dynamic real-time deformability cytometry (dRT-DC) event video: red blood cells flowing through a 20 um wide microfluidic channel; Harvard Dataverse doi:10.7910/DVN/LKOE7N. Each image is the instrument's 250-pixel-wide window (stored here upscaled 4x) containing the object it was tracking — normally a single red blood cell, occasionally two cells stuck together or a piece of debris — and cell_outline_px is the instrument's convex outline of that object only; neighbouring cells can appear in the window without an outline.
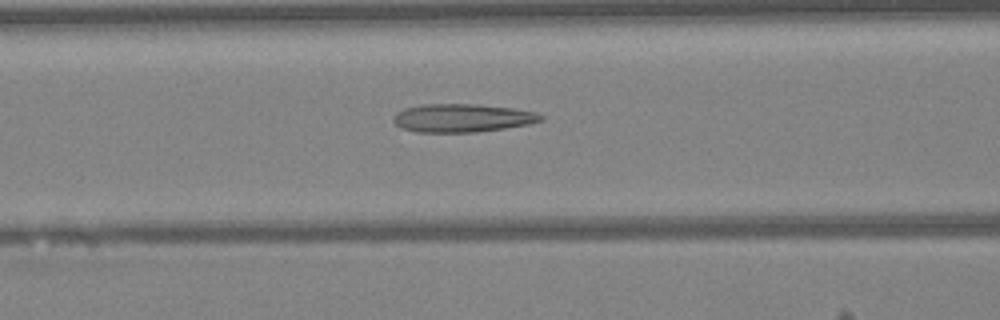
{"species": "Egyptian fruit bat (a non-hibernating species)", "species_latin": "Rousettus aegyptiacus", "temperature_condition": "warm", "stored_images_in_passage": 47, "camera_frame_rate_fps": 3000, "um_per_image_px": 0.085, "animal": {"sex": "female"}, "frame": {"image": 1, "passage_image": 19, "time_ms": 6.0, "image_size_px": [1000, 320], "cell_outline_px": [[544, 120], [528, 124], [504, 128], [476, 132], [416, 132], [400, 128], [392, 120], [392, 116], [396, 112], [404, 108], [424, 104], [480, 104], [512, 108], [536, 112], [544, 116]], "centroid_in_image_um": [39.26, 10.02], "position_along_channel_um": 127.3, "area_um2": 24.45}}
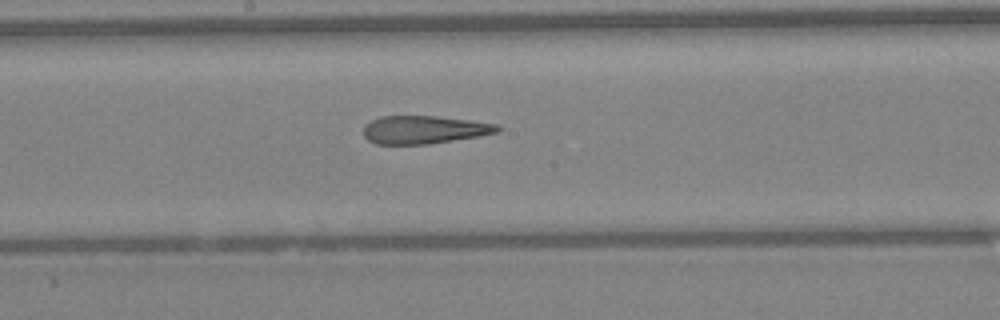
{"frame": {"image": 2, "passage_image": 25, "time_ms": 8.0, "image_size_px": [1000, 320], "cell_outline_px": [[504, 128], [500, 132], [480, 136], [428, 144], [376, 144], [368, 140], [364, 136], [364, 124], [380, 116], [436, 116], [468, 120], [496, 124]], "centroid_in_image_um": [36.07, 11.02], "position_along_channel_um": 212.1, "area_um2": 21.96}}
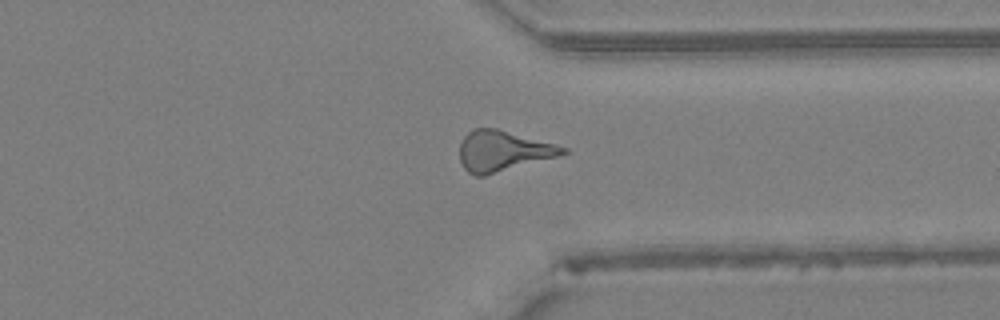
{"frame": {"image": 3, "passage_image": 36, "time_ms": 11.667, "image_size_px": [1000, 320], "cell_outline_px": [[568, 152], [560, 156], [484, 176], [476, 176], [468, 172], [464, 168], [460, 160], [460, 144], [464, 136], [472, 128], [500, 128], [556, 144], [568, 148]], "centroid_in_image_um": [42.77, 12.82], "position_along_channel_um": 368.6, "area_um2": 24.68}}